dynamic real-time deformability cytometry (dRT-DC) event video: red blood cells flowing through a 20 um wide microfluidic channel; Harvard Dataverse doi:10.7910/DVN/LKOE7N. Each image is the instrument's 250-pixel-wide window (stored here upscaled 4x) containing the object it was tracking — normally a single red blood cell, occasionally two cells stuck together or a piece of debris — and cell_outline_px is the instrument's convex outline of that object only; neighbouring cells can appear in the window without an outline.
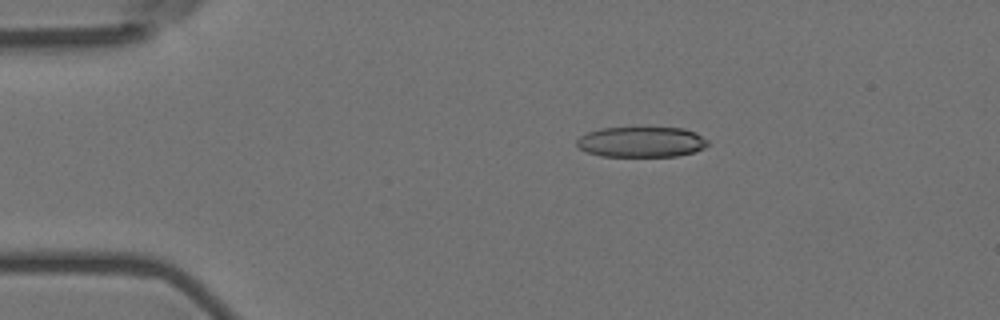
{"species": "Egyptian fruit bat (a non-hibernating species)", "species_latin": "Rousettus aegyptiacus", "temperature_condition": "room temperature", "stored_images_in_passage": 56, "camera_frame_rate_fps": 3000, "um_per_image_px": 0.085, "animal": {"sex": "female"}, "frame": {"image": 1, "passage_image": 11, "time_ms": 3.333, "image_size_px": [1000, 320], "cell_outline_px": [[708, 144], [704, 148], [692, 152], [676, 156], [600, 156], [588, 152], [580, 148], [576, 144], [576, 140], [580, 136], [588, 132], [600, 128], [684, 128], [696, 132], [708, 140]], "centroid_in_image_um": [54.52, 12.06], "position_along_channel_um": 30.5, "area_um2": 23.18}}
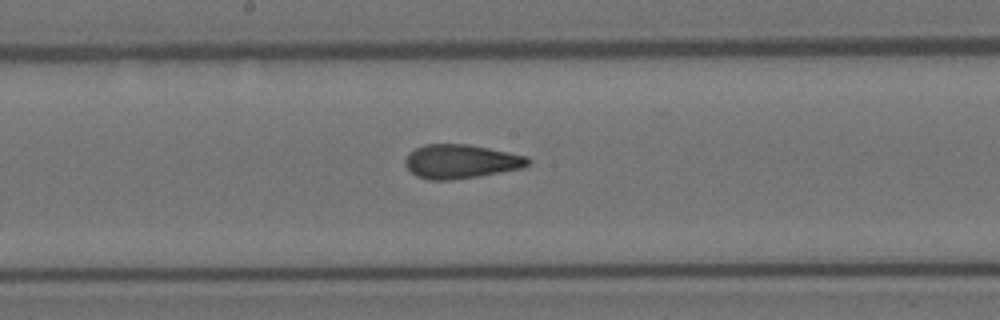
{"frame": {"image": 2, "passage_image": 30, "time_ms": 9.667, "image_size_px": [1000, 320], "cell_outline_px": [[532, 160], [528, 164], [520, 168], [476, 176], [452, 180], [428, 180], [416, 176], [404, 164], [404, 160], [408, 152], [424, 144], [468, 144], [528, 156]], "centroid_in_image_um": [39.13, 13.71], "position_along_channel_um": 209.1, "area_um2": 24.22}}
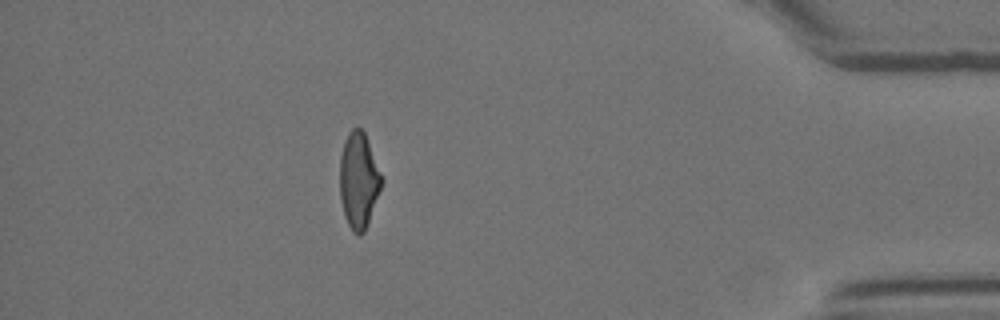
{"frame": {"image": 3, "passage_image": 50, "time_ms": 16.333, "image_size_px": [1000, 320], "cell_outline_px": [[384, 180], [364, 232], [360, 236], [352, 232], [344, 216], [340, 200], [340, 156], [348, 132], [352, 128], [360, 128], [364, 132]], "centroid_in_image_um": [30.48, 15.35], "position_along_channel_um": 404.7, "area_um2": 23.24}, "authors_computed_cell_mechanics": {"area_um2": 24.1315, "velocity_mm_per_s": 3.6354, "shape_relaxation_time_tau1_ms": null, "shape_relaxation_time_tau2_ms": 1.9345, "deformation_change_tau1": null, "deformation_change_tau2": 0.1066}}